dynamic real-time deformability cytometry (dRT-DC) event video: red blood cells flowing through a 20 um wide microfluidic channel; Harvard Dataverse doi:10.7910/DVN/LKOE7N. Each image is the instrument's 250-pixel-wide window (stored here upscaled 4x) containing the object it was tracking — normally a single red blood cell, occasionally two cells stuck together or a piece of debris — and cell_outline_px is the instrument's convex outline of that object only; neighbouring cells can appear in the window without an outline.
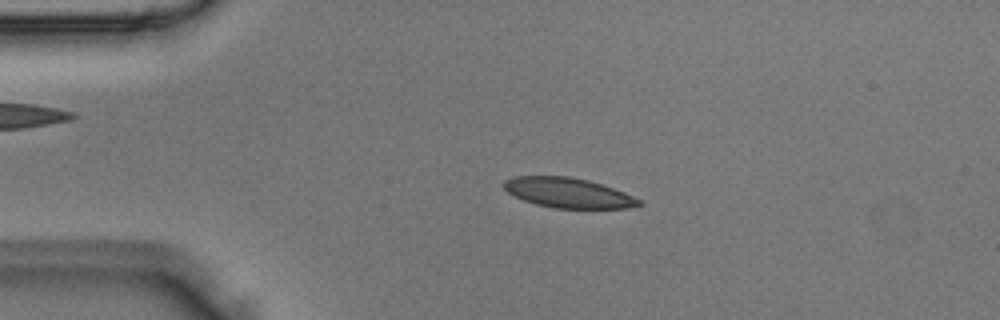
{"species": "Egyptian fruit bat (a non-hibernating species)", "species_latin": "Rousettus aegyptiacus", "temperature_condition": "room temperature", "stored_images_in_passage": 4, "camera_frame_rate_fps": 3000, "um_per_image_px": 0.085, "animal": {"sex": "male"}, "frame": {"image": 1, "passage_image": 3, "time_ms": 0.667, "image_size_px": [1000, 320], "cell_outline_px": [[644, 204], [628, 208], [552, 208], [536, 204], [524, 200], [508, 192], [504, 188], [504, 180], [516, 176], [568, 176], [588, 180], [624, 192], [640, 200]], "centroid_in_image_um": [48.29, 16.39], "position_along_channel_um": 36.7, "area_um2": 23.35}}